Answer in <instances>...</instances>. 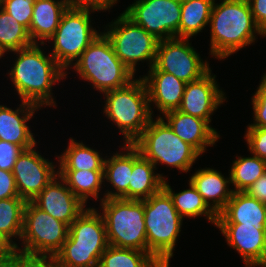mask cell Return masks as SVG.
I'll list each match as a JSON object with an SVG mask.
<instances>
[{"mask_svg":"<svg viewBox=\"0 0 266 267\" xmlns=\"http://www.w3.org/2000/svg\"><path fill=\"white\" fill-rule=\"evenodd\" d=\"M228 245L238 251L246 267L266 266V230L240 223H216Z\"/></svg>","mask_w":266,"mask_h":267,"instance_id":"16","label":"cell"},{"mask_svg":"<svg viewBox=\"0 0 266 267\" xmlns=\"http://www.w3.org/2000/svg\"><path fill=\"white\" fill-rule=\"evenodd\" d=\"M90 12L95 11L67 8L54 35L49 39L54 43L50 54L65 71L72 68L73 61H77L100 34L91 25Z\"/></svg>","mask_w":266,"mask_h":267,"instance_id":"10","label":"cell"},{"mask_svg":"<svg viewBox=\"0 0 266 267\" xmlns=\"http://www.w3.org/2000/svg\"><path fill=\"white\" fill-rule=\"evenodd\" d=\"M14 254V248L11 247L0 235V260L10 258Z\"/></svg>","mask_w":266,"mask_h":267,"instance_id":"43","label":"cell"},{"mask_svg":"<svg viewBox=\"0 0 266 267\" xmlns=\"http://www.w3.org/2000/svg\"><path fill=\"white\" fill-rule=\"evenodd\" d=\"M166 123L172 131L182 140L191 145L200 155L208 146L215 145L220 135L206 120L187 115L178 110L163 114Z\"/></svg>","mask_w":266,"mask_h":267,"instance_id":"18","label":"cell"},{"mask_svg":"<svg viewBox=\"0 0 266 267\" xmlns=\"http://www.w3.org/2000/svg\"><path fill=\"white\" fill-rule=\"evenodd\" d=\"M58 175L85 205L88 197L99 198L102 182H105L104 170H58Z\"/></svg>","mask_w":266,"mask_h":267,"instance_id":"27","label":"cell"},{"mask_svg":"<svg viewBox=\"0 0 266 267\" xmlns=\"http://www.w3.org/2000/svg\"><path fill=\"white\" fill-rule=\"evenodd\" d=\"M244 138L249 151L266 161V128L247 127Z\"/></svg>","mask_w":266,"mask_h":267,"instance_id":"36","label":"cell"},{"mask_svg":"<svg viewBox=\"0 0 266 267\" xmlns=\"http://www.w3.org/2000/svg\"><path fill=\"white\" fill-rule=\"evenodd\" d=\"M69 226L38 208L32 201L24 208L22 247L16 246V255L32 263H48L62 248ZM21 248V249H20Z\"/></svg>","mask_w":266,"mask_h":267,"instance_id":"5","label":"cell"},{"mask_svg":"<svg viewBox=\"0 0 266 267\" xmlns=\"http://www.w3.org/2000/svg\"><path fill=\"white\" fill-rule=\"evenodd\" d=\"M188 184L189 189L175 193L165 179L163 188L169 193L178 214L183 219L204 215L210 223L216 225L217 214L207 205L190 181Z\"/></svg>","mask_w":266,"mask_h":267,"instance_id":"26","label":"cell"},{"mask_svg":"<svg viewBox=\"0 0 266 267\" xmlns=\"http://www.w3.org/2000/svg\"><path fill=\"white\" fill-rule=\"evenodd\" d=\"M34 264L16 254L10 258L0 260V267H32Z\"/></svg>","mask_w":266,"mask_h":267,"instance_id":"42","label":"cell"},{"mask_svg":"<svg viewBox=\"0 0 266 267\" xmlns=\"http://www.w3.org/2000/svg\"><path fill=\"white\" fill-rule=\"evenodd\" d=\"M35 0H0V7L13 16L29 32Z\"/></svg>","mask_w":266,"mask_h":267,"instance_id":"34","label":"cell"},{"mask_svg":"<svg viewBox=\"0 0 266 267\" xmlns=\"http://www.w3.org/2000/svg\"><path fill=\"white\" fill-rule=\"evenodd\" d=\"M144 222L147 252L162 267H169L183 218L164 188L144 200Z\"/></svg>","mask_w":266,"mask_h":267,"instance_id":"6","label":"cell"},{"mask_svg":"<svg viewBox=\"0 0 266 267\" xmlns=\"http://www.w3.org/2000/svg\"><path fill=\"white\" fill-rule=\"evenodd\" d=\"M25 205L21 197L0 200V235L13 248L18 244L12 238L22 236Z\"/></svg>","mask_w":266,"mask_h":267,"instance_id":"30","label":"cell"},{"mask_svg":"<svg viewBox=\"0 0 266 267\" xmlns=\"http://www.w3.org/2000/svg\"><path fill=\"white\" fill-rule=\"evenodd\" d=\"M122 146V152L114 153L111 158L105 157L104 160V179L114 187L115 191L107 190L104 193V199H128L129 180L132 173V144H125Z\"/></svg>","mask_w":266,"mask_h":267,"instance_id":"25","label":"cell"},{"mask_svg":"<svg viewBox=\"0 0 266 267\" xmlns=\"http://www.w3.org/2000/svg\"><path fill=\"white\" fill-rule=\"evenodd\" d=\"M189 181L216 214L225 207L232 197L233 188H229L230 175L225 178L218 170L207 167L198 169Z\"/></svg>","mask_w":266,"mask_h":267,"instance_id":"21","label":"cell"},{"mask_svg":"<svg viewBox=\"0 0 266 267\" xmlns=\"http://www.w3.org/2000/svg\"><path fill=\"white\" fill-rule=\"evenodd\" d=\"M106 28L103 33L110 40L115 54L133 74L136 73L137 62L149 61V69L154 65L159 43L154 35L137 25L124 12Z\"/></svg>","mask_w":266,"mask_h":267,"instance_id":"11","label":"cell"},{"mask_svg":"<svg viewBox=\"0 0 266 267\" xmlns=\"http://www.w3.org/2000/svg\"><path fill=\"white\" fill-rule=\"evenodd\" d=\"M4 56V53L0 50V59Z\"/></svg>","mask_w":266,"mask_h":267,"instance_id":"46","label":"cell"},{"mask_svg":"<svg viewBox=\"0 0 266 267\" xmlns=\"http://www.w3.org/2000/svg\"><path fill=\"white\" fill-rule=\"evenodd\" d=\"M182 0H136L124 13L158 40L179 38Z\"/></svg>","mask_w":266,"mask_h":267,"instance_id":"13","label":"cell"},{"mask_svg":"<svg viewBox=\"0 0 266 267\" xmlns=\"http://www.w3.org/2000/svg\"><path fill=\"white\" fill-rule=\"evenodd\" d=\"M255 23L266 36V0H247Z\"/></svg>","mask_w":266,"mask_h":267,"instance_id":"40","label":"cell"},{"mask_svg":"<svg viewBox=\"0 0 266 267\" xmlns=\"http://www.w3.org/2000/svg\"><path fill=\"white\" fill-rule=\"evenodd\" d=\"M32 267H51L48 263H35Z\"/></svg>","mask_w":266,"mask_h":267,"instance_id":"44","label":"cell"},{"mask_svg":"<svg viewBox=\"0 0 266 267\" xmlns=\"http://www.w3.org/2000/svg\"><path fill=\"white\" fill-rule=\"evenodd\" d=\"M38 108L23 101L16 110L0 105V140L21 146L24 150L36 146L33 133L26 123Z\"/></svg>","mask_w":266,"mask_h":267,"instance_id":"20","label":"cell"},{"mask_svg":"<svg viewBox=\"0 0 266 267\" xmlns=\"http://www.w3.org/2000/svg\"><path fill=\"white\" fill-rule=\"evenodd\" d=\"M34 147L23 150L12 171L19 197L26 202L32 201L58 175L53 162L42 157Z\"/></svg>","mask_w":266,"mask_h":267,"instance_id":"14","label":"cell"},{"mask_svg":"<svg viewBox=\"0 0 266 267\" xmlns=\"http://www.w3.org/2000/svg\"><path fill=\"white\" fill-rule=\"evenodd\" d=\"M32 202L68 226L86 209V205L74 195L59 175L55 176Z\"/></svg>","mask_w":266,"mask_h":267,"instance_id":"17","label":"cell"},{"mask_svg":"<svg viewBox=\"0 0 266 267\" xmlns=\"http://www.w3.org/2000/svg\"><path fill=\"white\" fill-rule=\"evenodd\" d=\"M148 72L142 78L147 87L149 103L154 102L153 104L162 114L177 110L181 104L186 83L173 74L159 71L154 65Z\"/></svg>","mask_w":266,"mask_h":267,"instance_id":"19","label":"cell"},{"mask_svg":"<svg viewBox=\"0 0 266 267\" xmlns=\"http://www.w3.org/2000/svg\"><path fill=\"white\" fill-rule=\"evenodd\" d=\"M210 69L200 79L186 83L178 111L211 122V115L226 100L225 93L219 89L216 75Z\"/></svg>","mask_w":266,"mask_h":267,"instance_id":"15","label":"cell"},{"mask_svg":"<svg viewBox=\"0 0 266 267\" xmlns=\"http://www.w3.org/2000/svg\"><path fill=\"white\" fill-rule=\"evenodd\" d=\"M98 267H162L148 252L108 245Z\"/></svg>","mask_w":266,"mask_h":267,"instance_id":"31","label":"cell"},{"mask_svg":"<svg viewBox=\"0 0 266 267\" xmlns=\"http://www.w3.org/2000/svg\"><path fill=\"white\" fill-rule=\"evenodd\" d=\"M31 45L28 30L0 7V50L5 54Z\"/></svg>","mask_w":266,"mask_h":267,"instance_id":"33","label":"cell"},{"mask_svg":"<svg viewBox=\"0 0 266 267\" xmlns=\"http://www.w3.org/2000/svg\"><path fill=\"white\" fill-rule=\"evenodd\" d=\"M72 65L81 79L102 94L126 86L135 76L118 58L110 40L102 32Z\"/></svg>","mask_w":266,"mask_h":267,"instance_id":"7","label":"cell"},{"mask_svg":"<svg viewBox=\"0 0 266 267\" xmlns=\"http://www.w3.org/2000/svg\"><path fill=\"white\" fill-rule=\"evenodd\" d=\"M210 25V55L228 58L265 35L258 28L247 0H221L213 3ZM257 34V35H255Z\"/></svg>","mask_w":266,"mask_h":267,"instance_id":"2","label":"cell"},{"mask_svg":"<svg viewBox=\"0 0 266 267\" xmlns=\"http://www.w3.org/2000/svg\"><path fill=\"white\" fill-rule=\"evenodd\" d=\"M107 247L103 216L88 207L71 223L66 241L48 264L51 267H98Z\"/></svg>","mask_w":266,"mask_h":267,"instance_id":"3","label":"cell"},{"mask_svg":"<svg viewBox=\"0 0 266 267\" xmlns=\"http://www.w3.org/2000/svg\"><path fill=\"white\" fill-rule=\"evenodd\" d=\"M233 192H245L258 178L266 172V161L251 155L239 157L233 161L229 170Z\"/></svg>","mask_w":266,"mask_h":267,"instance_id":"32","label":"cell"},{"mask_svg":"<svg viewBox=\"0 0 266 267\" xmlns=\"http://www.w3.org/2000/svg\"><path fill=\"white\" fill-rule=\"evenodd\" d=\"M251 197L266 203V172L245 191Z\"/></svg>","mask_w":266,"mask_h":267,"instance_id":"41","label":"cell"},{"mask_svg":"<svg viewBox=\"0 0 266 267\" xmlns=\"http://www.w3.org/2000/svg\"><path fill=\"white\" fill-rule=\"evenodd\" d=\"M264 203L246 192H233L225 207L217 214L216 223H240L264 229Z\"/></svg>","mask_w":266,"mask_h":267,"instance_id":"23","label":"cell"},{"mask_svg":"<svg viewBox=\"0 0 266 267\" xmlns=\"http://www.w3.org/2000/svg\"><path fill=\"white\" fill-rule=\"evenodd\" d=\"M19 197L15 178L11 171L0 169V200Z\"/></svg>","mask_w":266,"mask_h":267,"instance_id":"39","label":"cell"},{"mask_svg":"<svg viewBox=\"0 0 266 267\" xmlns=\"http://www.w3.org/2000/svg\"><path fill=\"white\" fill-rule=\"evenodd\" d=\"M132 144V173L128 187V200H146L163 188L165 177ZM155 172V173H154Z\"/></svg>","mask_w":266,"mask_h":267,"instance_id":"22","label":"cell"},{"mask_svg":"<svg viewBox=\"0 0 266 267\" xmlns=\"http://www.w3.org/2000/svg\"><path fill=\"white\" fill-rule=\"evenodd\" d=\"M215 0H182L179 38H192L209 24Z\"/></svg>","mask_w":266,"mask_h":267,"instance_id":"29","label":"cell"},{"mask_svg":"<svg viewBox=\"0 0 266 267\" xmlns=\"http://www.w3.org/2000/svg\"><path fill=\"white\" fill-rule=\"evenodd\" d=\"M39 44L13 51L16 61L9 77L13 82L21 101L29 102L39 107L55 106L51 89L54 83L67 77V72Z\"/></svg>","mask_w":266,"mask_h":267,"instance_id":"1","label":"cell"},{"mask_svg":"<svg viewBox=\"0 0 266 267\" xmlns=\"http://www.w3.org/2000/svg\"><path fill=\"white\" fill-rule=\"evenodd\" d=\"M103 114L116 124L125 144H132L153 118V110L143 78L135 79L124 87L105 93Z\"/></svg>","mask_w":266,"mask_h":267,"instance_id":"4","label":"cell"},{"mask_svg":"<svg viewBox=\"0 0 266 267\" xmlns=\"http://www.w3.org/2000/svg\"><path fill=\"white\" fill-rule=\"evenodd\" d=\"M118 0H65L68 8L71 9H86L92 11H107Z\"/></svg>","mask_w":266,"mask_h":267,"instance_id":"38","label":"cell"},{"mask_svg":"<svg viewBox=\"0 0 266 267\" xmlns=\"http://www.w3.org/2000/svg\"><path fill=\"white\" fill-rule=\"evenodd\" d=\"M67 8L65 0H35L29 27L33 44L44 45L54 35Z\"/></svg>","mask_w":266,"mask_h":267,"instance_id":"24","label":"cell"},{"mask_svg":"<svg viewBox=\"0 0 266 267\" xmlns=\"http://www.w3.org/2000/svg\"><path fill=\"white\" fill-rule=\"evenodd\" d=\"M68 147L58 155V170H104V160L98 150L70 138Z\"/></svg>","mask_w":266,"mask_h":267,"instance_id":"28","label":"cell"},{"mask_svg":"<svg viewBox=\"0 0 266 267\" xmlns=\"http://www.w3.org/2000/svg\"><path fill=\"white\" fill-rule=\"evenodd\" d=\"M23 150L21 146L0 140V169L12 172L15 162Z\"/></svg>","mask_w":266,"mask_h":267,"instance_id":"37","label":"cell"},{"mask_svg":"<svg viewBox=\"0 0 266 267\" xmlns=\"http://www.w3.org/2000/svg\"><path fill=\"white\" fill-rule=\"evenodd\" d=\"M264 209H265V214H264V217H265L264 229L266 230V203H264Z\"/></svg>","mask_w":266,"mask_h":267,"instance_id":"45","label":"cell"},{"mask_svg":"<svg viewBox=\"0 0 266 267\" xmlns=\"http://www.w3.org/2000/svg\"><path fill=\"white\" fill-rule=\"evenodd\" d=\"M251 99L254 122L248 125V127L266 128V77L264 75Z\"/></svg>","mask_w":266,"mask_h":267,"instance_id":"35","label":"cell"},{"mask_svg":"<svg viewBox=\"0 0 266 267\" xmlns=\"http://www.w3.org/2000/svg\"><path fill=\"white\" fill-rule=\"evenodd\" d=\"M189 41V38L177 37L159 40L154 66L185 83L200 79L211 68Z\"/></svg>","mask_w":266,"mask_h":267,"instance_id":"12","label":"cell"},{"mask_svg":"<svg viewBox=\"0 0 266 267\" xmlns=\"http://www.w3.org/2000/svg\"><path fill=\"white\" fill-rule=\"evenodd\" d=\"M132 144L155 167L160 163L183 172H189L193 163L201 156L191 145L182 141L160 115L156 120H150Z\"/></svg>","mask_w":266,"mask_h":267,"instance_id":"8","label":"cell"},{"mask_svg":"<svg viewBox=\"0 0 266 267\" xmlns=\"http://www.w3.org/2000/svg\"><path fill=\"white\" fill-rule=\"evenodd\" d=\"M100 202L108 245L147 252L144 200L112 198Z\"/></svg>","mask_w":266,"mask_h":267,"instance_id":"9","label":"cell"}]
</instances>
